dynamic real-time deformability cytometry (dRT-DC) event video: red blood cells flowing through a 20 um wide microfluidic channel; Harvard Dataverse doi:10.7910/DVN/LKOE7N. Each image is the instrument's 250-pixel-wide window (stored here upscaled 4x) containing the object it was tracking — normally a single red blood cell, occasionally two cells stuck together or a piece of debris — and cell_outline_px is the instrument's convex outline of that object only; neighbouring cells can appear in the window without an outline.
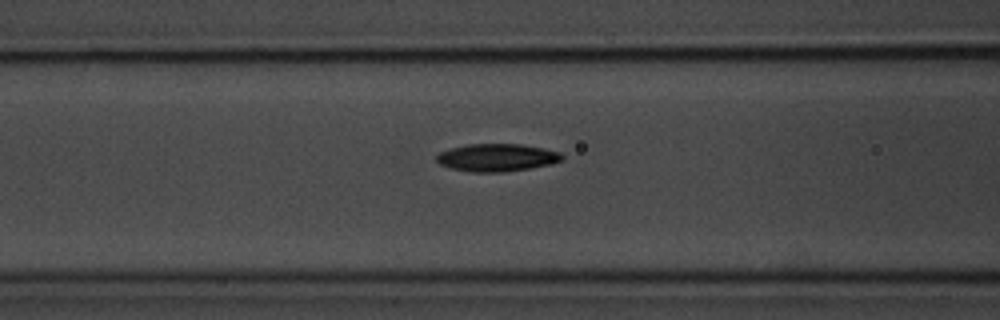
{"species": "common noctule bat (a hibernating species)", "species_latin": "Nyctalus noctula", "temperature_condition": "room temperature", "stored_images_in_passage": 38, "camera_frame_rate_fps": 3000, "um_per_image_px": 0.085, "animal": {"sex": "male", "body_mass_g": 20.1, "forearm_length_mm": 53.5}, "frame": {"image": 1, "passage_image": 5, "time_ms": 1.333, "image_size_px": [1000, 320], "cell_outline_px": [[564, 160], [548, 164], [528, 168], [504, 172], [472, 172], [452, 168], [440, 164], [436, 160], [436, 156], [440, 152], [452, 148], [468, 144], [520, 144], [560, 152], [564, 156]], "centroid_in_image_um": [42.23, 13.39], "position_along_channel_um": 124.4, "area_um2": 19.94}}
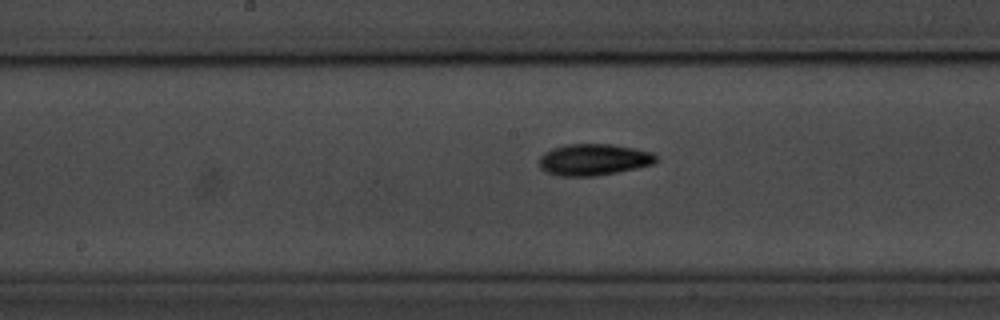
{"frame": {"image": 2, "passage_image": 11, "time_ms": 3.333, "image_size_px": [1000, 320], "cell_outline_px": [[656, 160], [652, 164], [636, 168], [596, 176], [560, 176], [548, 172], [540, 168], [540, 156], [544, 152], [552, 148], [564, 144], [612, 144], [652, 152], [656, 156]], "centroid_in_image_um": [50.43, 13.56], "position_along_channel_um": 197.8, "area_um2": 21.33}}
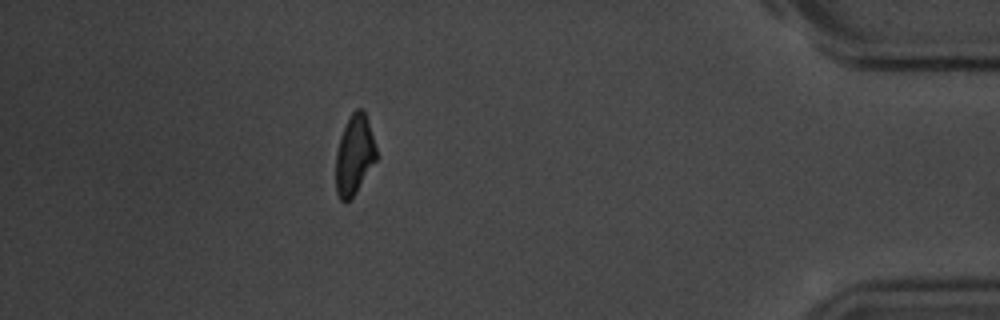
{"frame": {"image": 3, "passage_image": 32, "time_ms": 10.333, "image_size_px": [1000, 320], "cell_outline_px": [[376, 160], [356, 192], [344, 204], [340, 200], [336, 192], [336, 152], [340, 136], [352, 112], [356, 108], [360, 108], [364, 112], [368, 120], [376, 148]], "centroid_in_image_um": [30.11, 13.18], "position_along_channel_um": 405.1, "area_um2": 18.61}}